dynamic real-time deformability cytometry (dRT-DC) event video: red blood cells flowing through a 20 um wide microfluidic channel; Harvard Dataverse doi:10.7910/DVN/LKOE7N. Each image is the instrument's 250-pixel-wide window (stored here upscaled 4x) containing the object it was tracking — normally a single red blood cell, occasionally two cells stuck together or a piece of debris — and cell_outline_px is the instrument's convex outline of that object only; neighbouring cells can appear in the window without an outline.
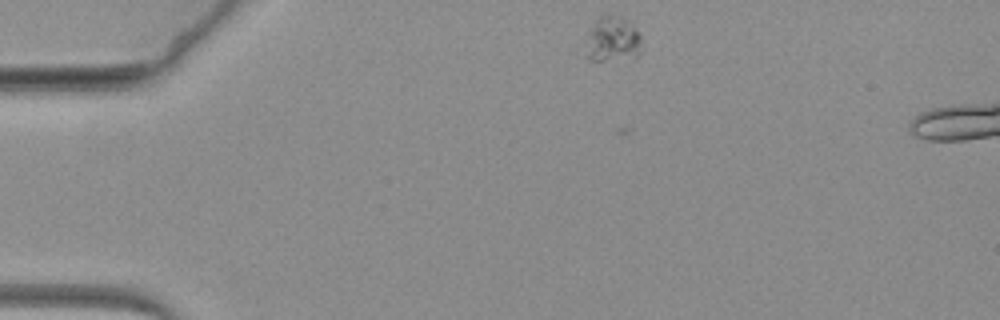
{"species": "common noctule bat (a hibernating species)", "species_latin": "Nyctalus noctula", "temperature_condition": "warm", "stored_images_in_passage": 8, "camera_frame_rate_fps": 3000, "um_per_image_px": 0.085, "animal": {"sex": "female", "body_mass_g": 19.3, "forearm_length_mm": 54.1}, "frame": {"image": 1, "passage_image": 1, "time_ms": 0.0, "image_size_px": [1000, 320], "cell_outline_px": [[640, 52], [636, 56], [604, 60], [588, 60], [584, 56], [592, 28], [596, 20], [600, 16], [616, 16], [624, 20], [640, 32]], "centroid_in_image_um": [52.06, 3.38], "position_along_channel_um": 32.9, "area_um2": 14.05}}